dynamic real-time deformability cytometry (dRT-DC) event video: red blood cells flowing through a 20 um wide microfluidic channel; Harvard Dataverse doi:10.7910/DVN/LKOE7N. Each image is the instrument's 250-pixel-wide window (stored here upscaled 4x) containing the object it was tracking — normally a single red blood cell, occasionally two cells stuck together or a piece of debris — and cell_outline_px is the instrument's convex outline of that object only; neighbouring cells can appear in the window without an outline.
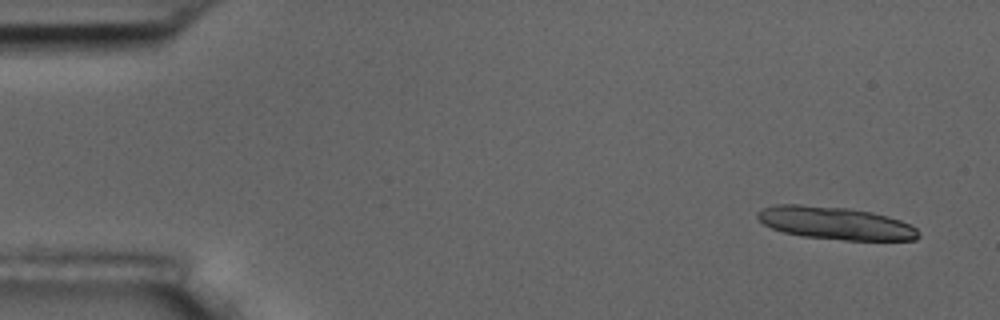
{"species": "common noctule bat (a hibernating species)", "species_latin": "Nyctalus noctula", "temperature_condition": "room temperature", "stored_images_in_passage": 8, "camera_frame_rate_fps": 3000, "um_per_image_px": 0.085, "animal": {"sex": "male", "body_mass_g": 17.5, "forearm_length_mm": 52.3}, "frame": {"image": 1, "passage_image": 1, "time_ms": 0.0, "image_size_px": [1000, 320], "cell_outline_px": [[920, 236], [916, 240], [844, 240], [800, 236], [784, 232], [772, 228], [764, 224], [756, 216], [756, 212], [764, 208], [776, 204], [800, 204], [848, 208], [872, 212], [888, 216], [900, 220], [916, 228], [920, 232]], "centroid_in_image_um": [71.01, 18.96], "position_along_channel_um": 14.0, "area_um2": 30.75}}
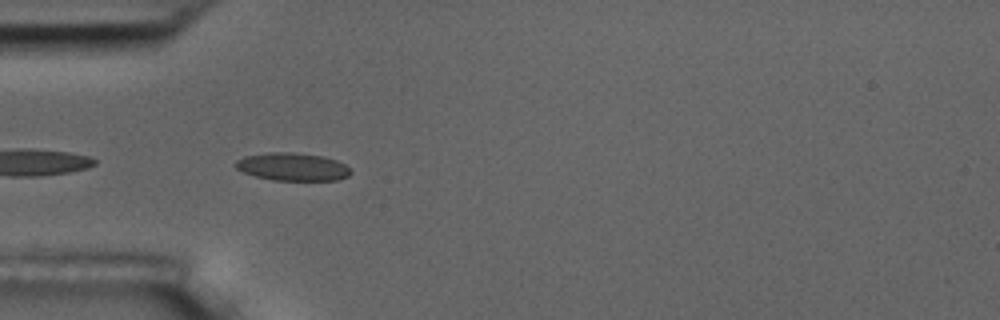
{"frame": {"image": 2, "passage_image": 5, "time_ms": 4.667, "image_size_px": [1000, 320], "cell_outline_px": [[352, 172], [348, 176], [336, 180], [272, 180], [256, 176], [244, 172], [236, 168], [236, 160], [244, 156], [268, 152], [292, 152], [320, 156], [336, 160], [344, 164]], "centroid_in_image_um": [24.85, 14.17], "position_along_channel_um": 60.2, "area_um2": 18.5}}
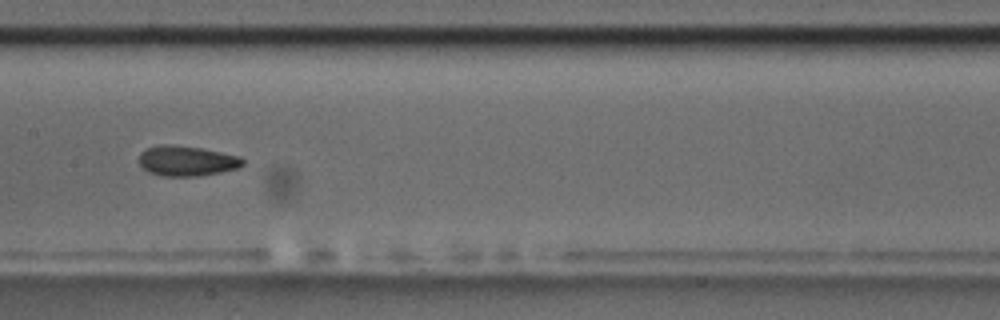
{"frame": {"image": 3, "passage_image": 8, "time_ms": 8.333, "image_size_px": [1000, 320], "cell_outline_px": [[244, 164], [240, 168], [200, 176], [164, 176], [148, 172], [140, 164], [140, 152], [148, 148], [160, 144], [172, 144], [200, 148], [240, 156], [244, 160]], "centroid_in_image_um": [15.89, 13.68], "position_along_channel_um": 191.5, "area_um2": 18.26}}